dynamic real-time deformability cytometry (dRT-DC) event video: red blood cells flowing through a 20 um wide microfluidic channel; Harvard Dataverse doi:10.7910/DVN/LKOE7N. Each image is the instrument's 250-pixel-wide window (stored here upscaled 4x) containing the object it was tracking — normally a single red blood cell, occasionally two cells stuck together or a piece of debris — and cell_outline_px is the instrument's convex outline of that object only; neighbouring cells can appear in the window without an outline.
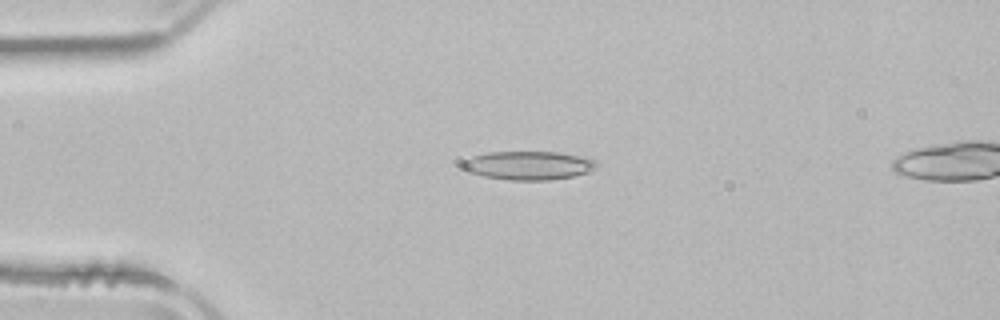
{"species": "common noctule bat (a hibernating species)", "species_latin": "Nyctalus noctula", "temperature_condition": "room temperature", "stored_images_in_passage": 44, "camera_frame_rate_fps": 3000, "um_per_image_px": 0.085, "animal": {"sex": "male", "body_mass_g": 21.5, "forearm_length_mm": 52.0}, "frame": {"image": 1, "passage_image": 4, "time_ms": 1.0, "image_size_px": [1000, 320], "cell_outline_px": [[600, 164], [584, 172], [572, 176], [548, 180], [508, 180], [484, 176], [468, 172], [460, 164], [464, 160], [472, 156], [488, 152], [560, 152], [580, 156], [596, 160]], "centroid_in_image_um": [44.87, 14.05], "position_along_channel_um": 40.1, "area_um2": 22.2}}
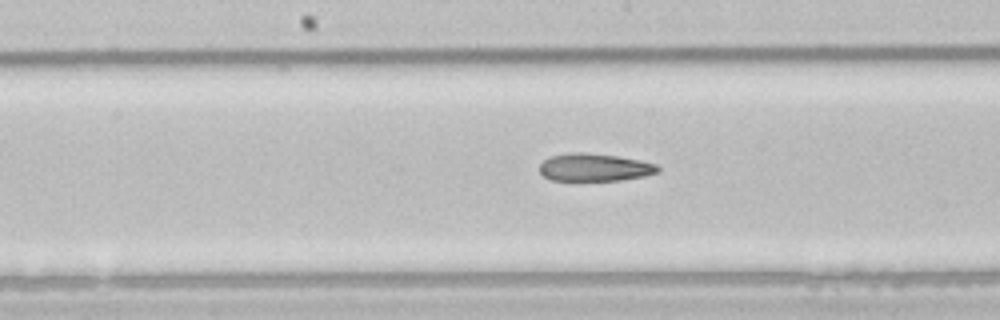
{"frame": {"image": 2, "passage_image": 18, "time_ms": 5.667, "image_size_px": [1000, 320], "cell_outline_px": [[660, 172], [644, 176], [620, 180], [552, 180], [544, 176], [540, 172], [540, 164], [544, 160], [552, 156], [572, 152], [584, 152], [616, 156], [640, 160], [656, 164], [660, 168]], "centroid_in_image_um": [50.56, 14.22], "position_along_channel_um": 197.6, "area_um2": 18.96}}
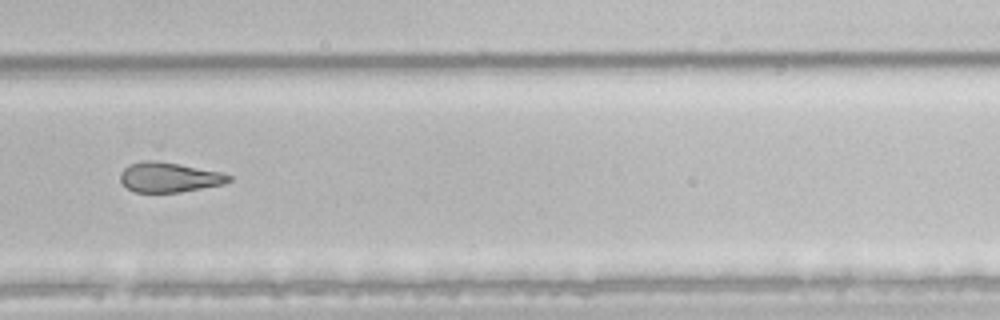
{"frame": {"image": 3, "passage_image": 27, "time_ms": 8.667, "image_size_px": [1000, 320], "cell_outline_px": [[232, 180], [224, 184], [180, 192], [132, 192], [120, 180], [120, 172], [128, 164], [140, 160], [156, 160], [220, 172], [232, 176]], "centroid_in_image_um": [14.34, 15.06], "position_along_channel_um": 315.5, "area_um2": 18.9}, "authors_computed_cell_mechanics": {"area_um2": 20.2589, "velocity_mm_per_s": 3.9471, "shape_relaxation_time_tau1_ms": null, "shape_relaxation_time_tau2_ms": 7.0208, "deformation_change_tau1": null, "deformation_change_tau2": 0.2016}}